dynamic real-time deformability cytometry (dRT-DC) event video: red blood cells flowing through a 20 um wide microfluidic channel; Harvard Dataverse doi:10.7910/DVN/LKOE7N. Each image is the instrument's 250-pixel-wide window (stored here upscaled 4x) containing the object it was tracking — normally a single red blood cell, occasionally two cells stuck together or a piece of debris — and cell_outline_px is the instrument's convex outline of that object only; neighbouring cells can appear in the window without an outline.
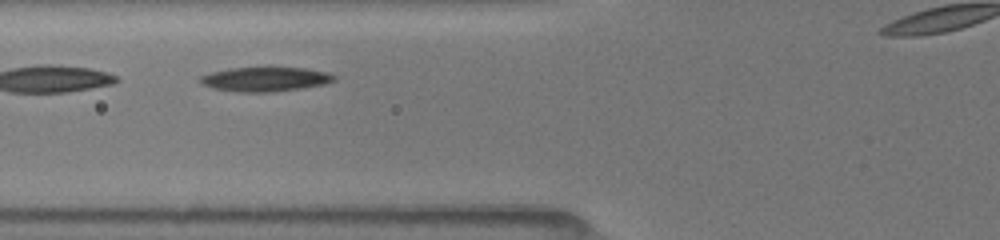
{"species": "common noctule bat (a hibernating species)", "species_latin": "Nyctalus noctula", "temperature_condition": "room temperature", "stored_images_in_passage": 10, "camera_frame_rate_fps": 3000, "um_per_image_px": 0.085, "animal": {"sex": "female", "body_mass_g": 19.5, "forearm_length_mm": 54.1}, "frame": {"image": 1, "passage_image": 5, "time_ms": 2.0, "image_size_px": [1000, 240], "cell_outline_px": [[336, 80], [324, 84], [276, 92], [236, 92], [212, 88], [200, 84], [200, 76], [212, 72], [228, 68], [268, 64], [304, 68], [328, 72], [336, 76]], "centroid_in_image_um": [22.54, 6.68], "position_along_channel_um": 103.3, "area_um2": 20.11}}
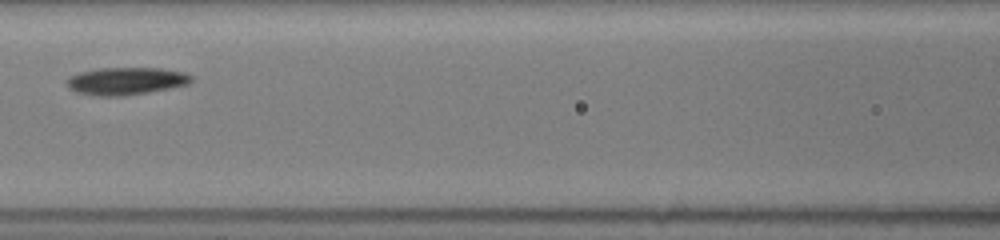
{"frame": {"image": 2, "passage_image": 7, "time_ms": 3.333, "image_size_px": [1000, 240], "cell_outline_px": [[192, 80], [188, 84], [172, 88], [124, 96], [92, 96], [76, 92], [68, 88], [68, 80], [72, 76], [80, 72], [100, 68], [160, 68], [184, 72], [192, 76]], "centroid_in_image_um": [10.73, 6.9], "position_along_channel_um": 155.9, "area_um2": 19.94}}